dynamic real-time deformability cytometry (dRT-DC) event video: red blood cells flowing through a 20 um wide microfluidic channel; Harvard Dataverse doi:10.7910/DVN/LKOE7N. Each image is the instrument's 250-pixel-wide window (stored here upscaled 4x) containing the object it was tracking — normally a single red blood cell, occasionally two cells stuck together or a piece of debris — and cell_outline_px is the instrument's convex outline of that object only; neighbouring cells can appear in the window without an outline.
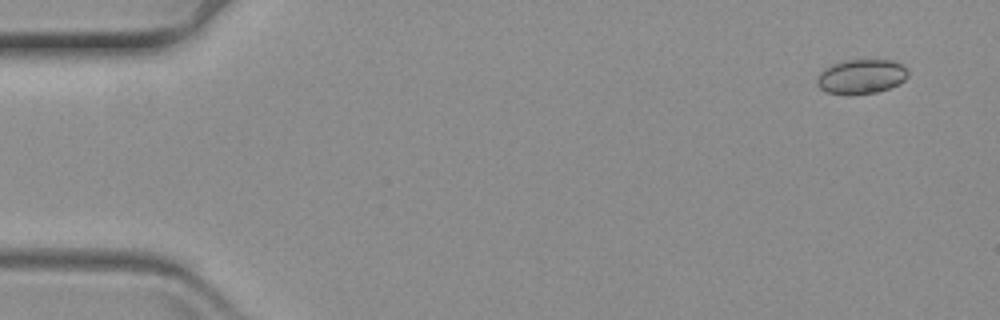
{"species": "common noctule bat (a hibernating species)", "species_latin": "Nyctalus noctula", "temperature_condition": "warm", "stored_images_in_passage": 29, "camera_frame_rate_fps": 3000, "um_per_image_px": 0.085, "animal": {"sex": "female", "body_mass_g": 19.3, "forearm_length_mm": 54.1}, "frame": {"image": 1, "passage_image": 2, "time_ms": 0.333, "image_size_px": [1000, 320], "cell_outline_px": [[908, 76], [900, 84], [876, 92], [852, 96], [848, 96], [828, 92], [820, 88], [816, 84], [816, 80], [820, 72], [824, 68], [832, 64], [844, 60], [892, 60], [904, 64], [908, 68]], "centroid_in_image_um": [73.22, 6.51], "position_along_channel_um": 11.8, "area_um2": 18.73}}
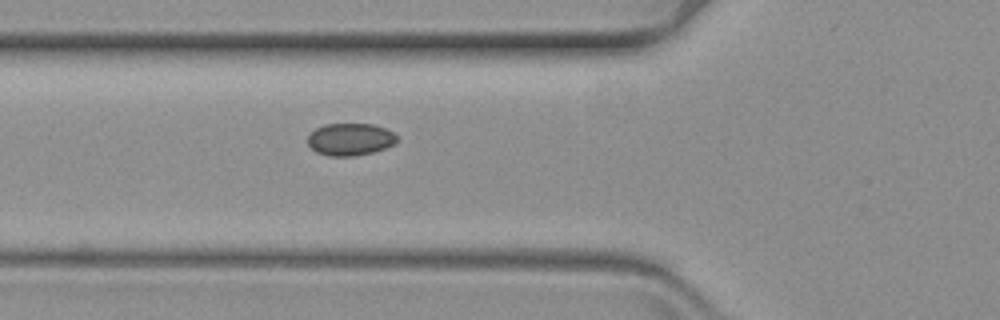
{"frame": {"image": 2, "passage_image": 21, "time_ms": 6.667, "image_size_px": [1000, 320], "cell_outline_px": [[396, 144], [372, 152], [352, 156], [328, 156], [316, 152], [308, 144], [308, 136], [316, 128], [324, 124], [372, 124], [384, 128], [392, 132], [396, 136]], "centroid_in_image_um": [29.75, 11.84], "position_along_channel_um": 96.1, "area_um2": 16.65}}
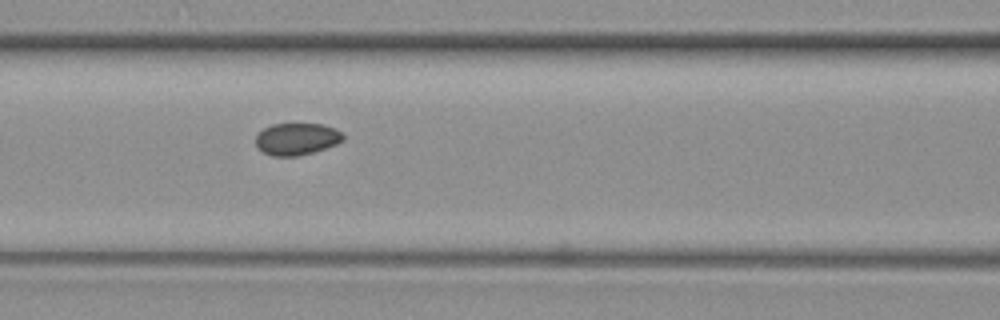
{"frame": {"image": 3, "passage_image": 25, "time_ms": 8.0, "image_size_px": [1000, 320], "cell_outline_px": [[344, 140], [336, 144], [312, 152], [296, 156], [272, 156], [256, 148], [256, 136], [264, 128], [272, 124], [324, 124], [336, 128], [344, 136]], "centroid_in_image_um": [25.22, 11.81], "position_along_channel_um": 141.4, "area_um2": 16.24}}